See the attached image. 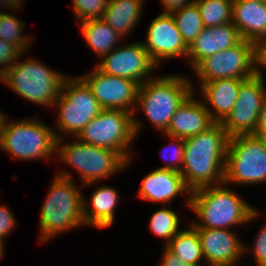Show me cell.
Masks as SVG:
<instances>
[{
	"mask_svg": "<svg viewBox=\"0 0 266 266\" xmlns=\"http://www.w3.org/2000/svg\"><path fill=\"white\" fill-rule=\"evenodd\" d=\"M229 136L221 122L184 139L181 175L185 185L193 190L224 184V168Z\"/></svg>",
	"mask_w": 266,
	"mask_h": 266,
	"instance_id": "1",
	"label": "cell"
},
{
	"mask_svg": "<svg viewBox=\"0 0 266 266\" xmlns=\"http://www.w3.org/2000/svg\"><path fill=\"white\" fill-rule=\"evenodd\" d=\"M187 205L200 218L198 223L191 221L195 228L229 229L248 223L259 214L225 183L193 190Z\"/></svg>",
	"mask_w": 266,
	"mask_h": 266,
	"instance_id": "2",
	"label": "cell"
},
{
	"mask_svg": "<svg viewBox=\"0 0 266 266\" xmlns=\"http://www.w3.org/2000/svg\"><path fill=\"white\" fill-rule=\"evenodd\" d=\"M42 204L40 213V242L85 225L83 195L66 171H58Z\"/></svg>",
	"mask_w": 266,
	"mask_h": 266,
	"instance_id": "3",
	"label": "cell"
},
{
	"mask_svg": "<svg viewBox=\"0 0 266 266\" xmlns=\"http://www.w3.org/2000/svg\"><path fill=\"white\" fill-rule=\"evenodd\" d=\"M192 92V81L184 76H155L139 85L134 114L140 107L150 123L164 133L177 108Z\"/></svg>",
	"mask_w": 266,
	"mask_h": 266,
	"instance_id": "4",
	"label": "cell"
},
{
	"mask_svg": "<svg viewBox=\"0 0 266 266\" xmlns=\"http://www.w3.org/2000/svg\"><path fill=\"white\" fill-rule=\"evenodd\" d=\"M4 115L0 125V148L20 160L50 159L56 155L59 131L48 127L38 118L9 121Z\"/></svg>",
	"mask_w": 266,
	"mask_h": 266,
	"instance_id": "5",
	"label": "cell"
},
{
	"mask_svg": "<svg viewBox=\"0 0 266 266\" xmlns=\"http://www.w3.org/2000/svg\"><path fill=\"white\" fill-rule=\"evenodd\" d=\"M66 77L38 60L29 58L21 63L16 61L0 81L30 102L55 108L54 103Z\"/></svg>",
	"mask_w": 266,
	"mask_h": 266,
	"instance_id": "6",
	"label": "cell"
},
{
	"mask_svg": "<svg viewBox=\"0 0 266 266\" xmlns=\"http://www.w3.org/2000/svg\"><path fill=\"white\" fill-rule=\"evenodd\" d=\"M75 139L70 143H63L64 138L57 139L56 156L80 172L83 186L95 184L126 167V160L118 152Z\"/></svg>",
	"mask_w": 266,
	"mask_h": 266,
	"instance_id": "7",
	"label": "cell"
},
{
	"mask_svg": "<svg viewBox=\"0 0 266 266\" xmlns=\"http://www.w3.org/2000/svg\"><path fill=\"white\" fill-rule=\"evenodd\" d=\"M266 181V140L249 134L229 138L224 183L257 184Z\"/></svg>",
	"mask_w": 266,
	"mask_h": 266,
	"instance_id": "8",
	"label": "cell"
},
{
	"mask_svg": "<svg viewBox=\"0 0 266 266\" xmlns=\"http://www.w3.org/2000/svg\"><path fill=\"white\" fill-rule=\"evenodd\" d=\"M54 106H58V130L77 137L103 109L81 77H66Z\"/></svg>",
	"mask_w": 266,
	"mask_h": 266,
	"instance_id": "9",
	"label": "cell"
},
{
	"mask_svg": "<svg viewBox=\"0 0 266 266\" xmlns=\"http://www.w3.org/2000/svg\"><path fill=\"white\" fill-rule=\"evenodd\" d=\"M135 137L133 114L107 109H103L77 136L84 143L118 152L126 160V166L132 158L129 145Z\"/></svg>",
	"mask_w": 266,
	"mask_h": 266,
	"instance_id": "10",
	"label": "cell"
},
{
	"mask_svg": "<svg viewBox=\"0 0 266 266\" xmlns=\"http://www.w3.org/2000/svg\"><path fill=\"white\" fill-rule=\"evenodd\" d=\"M193 70L199 83L225 78H252L257 73V46L243 39L232 48L208 56Z\"/></svg>",
	"mask_w": 266,
	"mask_h": 266,
	"instance_id": "11",
	"label": "cell"
},
{
	"mask_svg": "<svg viewBox=\"0 0 266 266\" xmlns=\"http://www.w3.org/2000/svg\"><path fill=\"white\" fill-rule=\"evenodd\" d=\"M262 72L261 69H257L252 78L246 79L241 84L231 112L221 122L229 138L255 133L259 113L266 99Z\"/></svg>",
	"mask_w": 266,
	"mask_h": 266,
	"instance_id": "12",
	"label": "cell"
},
{
	"mask_svg": "<svg viewBox=\"0 0 266 266\" xmlns=\"http://www.w3.org/2000/svg\"><path fill=\"white\" fill-rule=\"evenodd\" d=\"M80 77L90 87L102 109L123 110L133 114V128L137 136L142 125L134 117L139 84L125 77L104 74L97 68Z\"/></svg>",
	"mask_w": 266,
	"mask_h": 266,
	"instance_id": "13",
	"label": "cell"
},
{
	"mask_svg": "<svg viewBox=\"0 0 266 266\" xmlns=\"http://www.w3.org/2000/svg\"><path fill=\"white\" fill-rule=\"evenodd\" d=\"M157 67L142 42H134L112 50L102 57L96 68L104 74L125 77L140 85L154 78L149 77ZM149 74L150 76H147Z\"/></svg>",
	"mask_w": 266,
	"mask_h": 266,
	"instance_id": "14",
	"label": "cell"
},
{
	"mask_svg": "<svg viewBox=\"0 0 266 266\" xmlns=\"http://www.w3.org/2000/svg\"><path fill=\"white\" fill-rule=\"evenodd\" d=\"M143 42L148 55L159 66L165 59L188 55L189 46L184 42L176 22L169 12H162L149 24Z\"/></svg>",
	"mask_w": 266,
	"mask_h": 266,
	"instance_id": "15",
	"label": "cell"
},
{
	"mask_svg": "<svg viewBox=\"0 0 266 266\" xmlns=\"http://www.w3.org/2000/svg\"><path fill=\"white\" fill-rule=\"evenodd\" d=\"M196 229L208 266H239L238 259L240 260L248 249L235 232L230 231L231 229Z\"/></svg>",
	"mask_w": 266,
	"mask_h": 266,
	"instance_id": "16",
	"label": "cell"
},
{
	"mask_svg": "<svg viewBox=\"0 0 266 266\" xmlns=\"http://www.w3.org/2000/svg\"><path fill=\"white\" fill-rule=\"evenodd\" d=\"M242 40L233 23L210 28L204 27L188 48L187 56L192 64V69L208 56L232 48Z\"/></svg>",
	"mask_w": 266,
	"mask_h": 266,
	"instance_id": "17",
	"label": "cell"
},
{
	"mask_svg": "<svg viewBox=\"0 0 266 266\" xmlns=\"http://www.w3.org/2000/svg\"><path fill=\"white\" fill-rule=\"evenodd\" d=\"M193 95L192 92L177 108L164 132L165 135L185 139L201 133L214 123L205 103L196 100Z\"/></svg>",
	"mask_w": 266,
	"mask_h": 266,
	"instance_id": "18",
	"label": "cell"
},
{
	"mask_svg": "<svg viewBox=\"0 0 266 266\" xmlns=\"http://www.w3.org/2000/svg\"><path fill=\"white\" fill-rule=\"evenodd\" d=\"M232 23L242 39L256 46L266 41V0H233Z\"/></svg>",
	"mask_w": 266,
	"mask_h": 266,
	"instance_id": "19",
	"label": "cell"
},
{
	"mask_svg": "<svg viewBox=\"0 0 266 266\" xmlns=\"http://www.w3.org/2000/svg\"><path fill=\"white\" fill-rule=\"evenodd\" d=\"M191 194L180 172L157 168L142 179L138 190L141 199L152 202L168 203L180 194Z\"/></svg>",
	"mask_w": 266,
	"mask_h": 266,
	"instance_id": "20",
	"label": "cell"
},
{
	"mask_svg": "<svg viewBox=\"0 0 266 266\" xmlns=\"http://www.w3.org/2000/svg\"><path fill=\"white\" fill-rule=\"evenodd\" d=\"M245 80L225 78L199 84L204 103L208 104L205 103V107L214 122H222L231 112L237 100L239 88ZM209 105L215 110L208 107Z\"/></svg>",
	"mask_w": 266,
	"mask_h": 266,
	"instance_id": "21",
	"label": "cell"
},
{
	"mask_svg": "<svg viewBox=\"0 0 266 266\" xmlns=\"http://www.w3.org/2000/svg\"><path fill=\"white\" fill-rule=\"evenodd\" d=\"M117 190L110 186L98 187L90 197L91 210L83 198V218L85 225L101 229L110 227L114 221L115 207L118 204Z\"/></svg>",
	"mask_w": 266,
	"mask_h": 266,
	"instance_id": "22",
	"label": "cell"
},
{
	"mask_svg": "<svg viewBox=\"0 0 266 266\" xmlns=\"http://www.w3.org/2000/svg\"><path fill=\"white\" fill-rule=\"evenodd\" d=\"M144 0H108L102 20L113 30L125 37L135 24L138 23L142 13Z\"/></svg>",
	"mask_w": 266,
	"mask_h": 266,
	"instance_id": "23",
	"label": "cell"
},
{
	"mask_svg": "<svg viewBox=\"0 0 266 266\" xmlns=\"http://www.w3.org/2000/svg\"><path fill=\"white\" fill-rule=\"evenodd\" d=\"M80 30L88 48H90L100 58L104 57L117 46V41L124 38L113 30L102 19H90L80 22Z\"/></svg>",
	"mask_w": 266,
	"mask_h": 266,
	"instance_id": "24",
	"label": "cell"
},
{
	"mask_svg": "<svg viewBox=\"0 0 266 266\" xmlns=\"http://www.w3.org/2000/svg\"><path fill=\"white\" fill-rule=\"evenodd\" d=\"M188 229L180 230L166 247L188 264L200 266L203 257L201 241L197 229L190 224Z\"/></svg>",
	"mask_w": 266,
	"mask_h": 266,
	"instance_id": "25",
	"label": "cell"
},
{
	"mask_svg": "<svg viewBox=\"0 0 266 266\" xmlns=\"http://www.w3.org/2000/svg\"><path fill=\"white\" fill-rule=\"evenodd\" d=\"M204 27L210 28L232 23L233 0H194Z\"/></svg>",
	"mask_w": 266,
	"mask_h": 266,
	"instance_id": "26",
	"label": "cell"
},
{
	"mask_svg": "<svg viewBox=\"0 0 266 266\" xmlns=\"http://www.w3.org/2000/svg\"><path fill=\"white\" fill-rule=\"evenodd\" d=\"M184 42L189 46L204 29L197 5L192 2L170 12Z\"/></svg>",
	"mask_w": 266,
	"mask_h": 266,
	"instance_id": "27",
	"label": "cell"
},
{
	"mask_svg": "<svg viewBox=\"0 0 266 266\" xmlns=\"http://www.w3.org/2000/svg\"><path fill=\"white\" fill-rule=\"evenodd\" d=\"M163 206L155 211L149 220V227L152 232L165 240V246L179 232V217L174 210Z\"/></svg>",
	"mask_w": 266,
	"mask_h": 266,
	"instance_id": "28",
	"label": "cell"
},
{
	"mask_svg": "<svg viewBox=\"0 0 266 266\" xmlns=\"http://www.w3.org/2000/svg\"><path fill=\"white\" fill-rule=\"evenodd\" d=\"M23 22L12 13H1L0 15V40L16 46L22 53L30 44L29 36H22Z\"/></svg>",
	"mask_w": 266,
	"mask_h": 266,
	"instance_id": "29",
	"label": "cell"
},
{
	"mask_svg": "<svg viewBox=\"0 0 266 266\" xmlns=\"http://www.w3.org/2000/svg\"><path fill=\"white\" fill-rule=\"evenodd\" d=\"M76 19L80 22L90 19H102L108 0H72Z\"/></svg>",
	"mask_w": 266,
	"mask_h": 266,
	"instance_id": "30",
	"label": "cell"
},
{
	"mask_svg": "<svg viewBox=\"0 0 266 266\" xmlns=\"http://www.w3.org/2000/svg\"><path fill=\"white\" fill-rule=\"evenodd\" d=\"M169 138H172L173 141L171 144L167 145V147L165 148V150H163V161L166 162L167 165L163 166V167H158V168H162V169H169V170H173V171H177L181 173L182 167H183V158H184V139L183 138H179V137H171L168 136ZM172 144H174L172 146ZM172 146V150L174 151L171 157V160L169 159V161L167 160L168 158V154H169V150ZM170 147V148H169ZM174 148V149H173ZM169 157V158H170ZM167 160V161H166Z\"/></svg>",
	"mask_w": 266,
	"mask_h": 266,
	"instance_id": "31",
	"label": "cell"
},
{
	"mask_svg": "<svg viewBox=\"0 0 266 266\" xmlns=\"http://www.w3.org/2000/svg\"><path fill=\"white\" fill-rule=\"evenodd\" d=\"M16 46L0 40V79L2 80L8 69L22 56ZM3 66V67H2Z\"/></svg>",
	"mask_w": 266,
	"mask_h": 266,
	"instance_id": "32",
	"label": "cell"
},
{
	"mask_svg": "<svg viewBox=\"0 0 266 266\" xmlns=\"http://www.w3.org/2000/svg\"><path fill=\"white\" fill-rule=\"evenodd\" d=\"M253 245L252 251L256 266H266V223L257 234Z\"/></svg>",
	"mask_w": 266,
	"mask_h": 266,
	"instance_id": "33",
	"label": "cell"
},
{
	"mask_svg": "<svg viewBox=\"0 0 266 266\" xmlns=\"http://www.w3.org/2000/svg\"><path fill=\"white\" fill-rule=\"evenodd\" d=\"M16 219L6 205H0V240L8 236L14 230Z\"/></svg>",
	"mask_w": 266,
	"mask_h": 266,
	"instance_id": "34",
	"label": "cell"
},
{
	"mask_svg": "<svg viewBox=\"0 0 266 266\" xmlns=\"http://www.w3.org/2000/svg\"><path fill=\"white\" fill-rule=\"evenodd\" d=\"M161 265L159 266H194L186 263L181 258H179L175 253L171 252L166 246Z\"/></svg>",
	"mask_w": 266,
	"mask_h": 266,
	"instance_id": "35",
	"label": "cell"
},
{
	"mask_svg": "<svg viewBox=\"0 0 266 266\" xmlns=\"http://www.w3.org/2000/svg\"><path fill=\"white\" fill-rule=\"evenodd\" d=\"M254 135H257L266 140V99L263 102L262 109L260 110Z\"/></svg>",
	"mask_w": 266,
	"mask_h": 266,
	"instance_id": "36",
	"label": "cell"
},
{
	"mask_svg": "<svg viewBox=\"0 0 266 266\" xmlns=\"http://www.w3.org/2000/svg\"><path fill=\"white\" fill-rule=\"evenodd\" d=\"M194 0H161L160 2L164 5V12H171L183 6H187L192 3Z\"/></svg>",
	"mask_w": 266,
	"mask_h": 266,
	"instance_id": "37",
	"label": "cell"
},
{
	"mask_svg": "<svg viewBox=\"0 0 266 266\" xmlns=\"http://www.w3.org/2000/svg\"><path fill=\"white\" fill-rule=\"evenodd\" d=\"M261 66L266 68V41L257 46V69H261Z\"/></svg>",
	"mask_w": 266,
	"mask_h": 266,
	"instance_id": "38",
	"label": "cell"
},
{
	"mask_svg": "<svg viewBox=\"0 0 266 266\" xmlns=\"http://www.w3.org/2000/svg\"><path fill=\"white\" fill-rule=\"evenodd\" d=\"M21 2H23V0H0V4L5 6L6 8H10L14 10L18 9L21 7ZM0 5V6H1Z\"/></svg>",
	"mask_w": 266,
	"mask_h": 266,
	"instance_id": "39",
	"label": "cell"
},
{
	"mask_svg": "<svg viewBox=\"0 0 266 266\" xmlns=\"http://www.w3.org/2000/svg\"><path fill=\"white\" fill-rule=\"evenodd\" d=\"M4 241L3 240H0V260H1V258H3V254H4V244L5 243H3Z\"/></svg>",
	"mask_w": 266,
	"mask_h": 266,
	"instance_id": "40",
	"label": "cell"
},
{
	"mask_svg": "<svg viewBox=\"0 0 266 266\" xmlns=\"http://www.w3.org/2000/svg\"><path fill=\"white\" fill-rule=\"evenodd\" d=\"M3 117H4V114H2V112L0 111V125H1Z\"/></svg>",
	"mask_w": 266,
	"mask_h": 266,
	"instance_id": "41",
	"label": "cell"
}]
</instances>
